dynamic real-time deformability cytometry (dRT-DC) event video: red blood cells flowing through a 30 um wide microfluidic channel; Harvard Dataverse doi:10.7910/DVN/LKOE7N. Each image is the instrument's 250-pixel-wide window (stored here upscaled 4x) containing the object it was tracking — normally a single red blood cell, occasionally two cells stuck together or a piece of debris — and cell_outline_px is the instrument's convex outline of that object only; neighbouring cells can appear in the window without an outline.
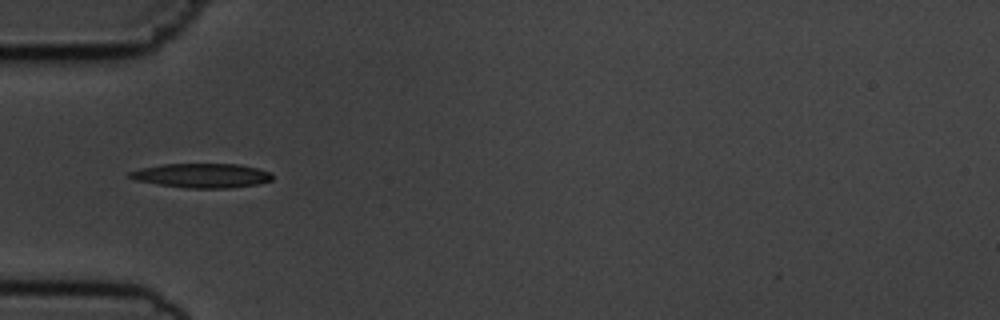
{"species": "common noctule bat (a hibernating species)", "species_latin": "Nyctalus noctula", "temperature_condition": "cold", "stored_images_in_passage": 7, "camera_frame_rate_fps": 3000, "um_per_image_px": 0.085, "animal": {"sex": "male", "body_mass_g": 19.5, "forearm_length_mm": 54.6}, "frame": {"image": 1, "passage_image": 6, "time_ms": 5.667, "image_size_px": [1000, 320], "cell_outline_px": [[272, 180], [256, 184], [228, 188], [188, 188], [156, 184], [136, 180], [124, 176], [128, 172], [140, 168], [164, 164], [240, 164], [272, 172]], "centroid_in_image_um": [17.11, 14.92], "position_along_channel_um": 67.9, "area_um2": 20.29}}
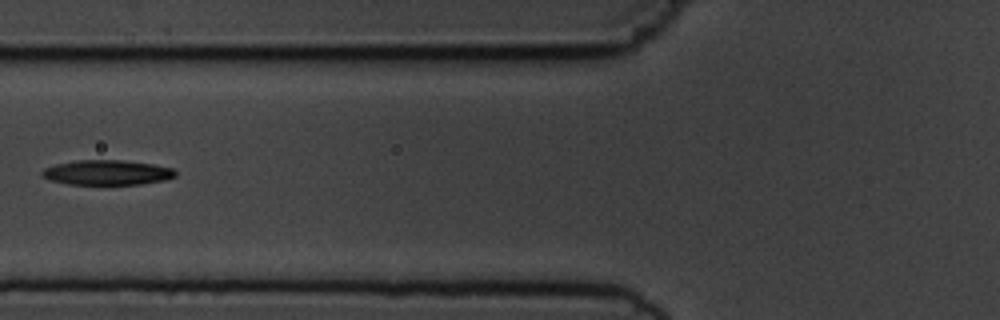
{"frame": {"image": 2, "passage_image": 7, "time_ms": 7.0, "image_size_px": [1000, 320], "cell_outline_px": [[176, 176], [164, 180], [140, 184], [68, 184], [52, 180], [40, 176], [40, 172], [44, 168], [56, 164], [76, 160], [120, 160], [152, 164], [176, 168]], "centroid_in_image_um": [9.1, 14.66], "position_along_channel_um": 116.7, "area_um2": 19.36}}